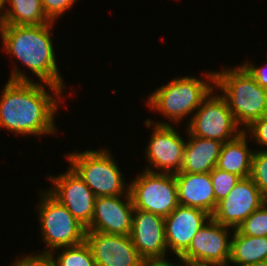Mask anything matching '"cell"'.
I'll list each match as a JSON object with an SVG mask.
<instances>
[{"label":"cell","instance_id":"cell-1","mask_svg":"<svg viewBox=\"0 0 267 266\" xmlns=\"http://www.w3.org/2000/svg\"><path fill=\"white\" fill-rule=\"evenodd\" d=\"M11 72L0 96V128L24 137L54 135L58 132L54 117L63 89L34 82L17 65Z\"/></svg>","mask_w":267,"mask_h":266},{"label":"cell","instance_id":"cell-2","mask_svg":"<svg viewBox=\"0 0 267 266\" xmlns=\"http://www.w3.org/2000/svg\"><path fill=\"white\" fill-rule=\"evenodd\" d=\"M50 22L42 25H0V37L6 54H12L37 76L39 83L65 88L58 68L51 37ZM62 76V77H61Z\"/></svg>","mask_w":267,"mask_h":266},{"label":"cell","instance_id":"cell-3","mask_svg":"<svg viewBox=\"0 0 267 266\" xmlns=\"http://www.w3.org/2000/svg\"><path fill=\"white\" fill-rule=\"evenodd\" d=\"M203 75L206 80L192 75L174 78L149 95L147 106L159 115H164L165 121L168 120V123L158 121L155 124L170 125L169 122L173 121L178 125L186 116L191 114L192 118L202 100L215 87V72L208 71Z\"/></svg>","mask_w":267,"mask_h":266},{"label":"cell","instance_id":"cell-4","mask_svg":"<svg viewBox=\"0 0 267 266\" xmlns=\"http://www.w3.org/2000/svg\"><path fill=\"white\" fill-rule=\"evenodd\" d=\"M214 85L217 91L221 90L236 124L243 131L265 116L267 89L260 86L242 64L215 71Z\"/></svg>","mask_w":267,"mask_h":266},{"label":"cell","instance_id":"cell-5","mask_svg":"<svg viewBox=\"0 0 267 266\" xmlns=\"http://www.w3.org/2000/svg\"><path fill=\"white\" fill-rule=\"evenodd\" d=\"M69 166L92 190L95 197H108L129 192V184L125 182L121 169L113 155L106 148L77 150L66 153Z\"/></svg>","mask_w":267,"mask_h":266},{"label":"cell","instance_id":"cell-6","mask_svg":"<svg viewBox=\"0 0 267 266\" xmlns=\"http://www.w3.org/2000/svg\"><path fill=\"white\" fill-rule=\"evenodd\" d=\"M40 201L37 204V216L41 226V239L45 249L37 256H48L55 249L75 246L85 241L86 228L53 198L46 190H39Z\"/></svg>","mask_w":267,"mask_h":266},{"label":"cell","instance_id":"cell-7","mask_svg":"<svg viewBox=\"0 0 267 266\" xmlns=\"http://www.w3.org/2000/svg\"><path fill=\"white\" fill-rule=\"evenodd\" d=\"M129 192L135 209L167 217L178 205L175 174L151 172L143 169L129 183Z\"/></svg>","mask_w":267,"mask_h":266},{"label":"cell","instance_id":"cell-8","mask_svg":"<svg viewBox=\"0 0 267 266\" xmlns=\"http://www.w3.org/2000/svg\"><path fill=\"white\" fill-rule=\"evenodd\" d=\"M215 91L214 87L187 120L186 131L192 136L225 143L235 139L243 130L236 124L225 98Z\"/></svg>","mask_w":267,"mask_h":266},{"label":"cell","instance_id":"cell-9","mask_svg":"<svg viewBox=\"0 0 267 266\" xmlns=\"http://www.w3.org/2000/svg\"><path fill=\"white\" fill-rule=\"evenodd\" d=\"M230 228L211 217L195 234L179 259L186 266L229 265L232 239L229 236L233 235L234 230Z\"/></svg>","mask_w":267,"mask_h":266},{"label":"cell","instance_id":"cell-10","mask_svg":"<svg viewBox=\"0 0 267 266\" xmlns=\"http://www.w3.org/2000/svg\"><path fill=\"white\" fill-rule=\"evenodd\" d=\"M144 124L147 127H154L145 148V155L150 164L145 170L172 174L180 172L186 140L172 124L158 125L150 119H146Z\"/></svg>","mask_w":267,"mask_h":266},{"label":"cell","instance_id":"cell-11","mask_svg":"<svg viewBox=\"0 0 267 266\" xmlns=\"http://www.w3.org/2000/svg\"><path fill=\"white\" fill-rule=\"evenodd\" d=\"M48 178L53 185L47 192L87 228L92 221L96 198L92 190L70 166L65 173Z\"/></svg>","mask_w":267,"mask_h":266},{"label":"cell","instance_id":"cell-12","mask_svg":"<svg viewBox=\"0 0 267 266\" xmlns=\"http://www.w3.org/2000/svg\"><path fill=\"white\" fill-rule=\"evenodd\" d=\"M266 201L250 177L242 178L227 197L218 202L211 217L221 225L236 229Z\"/></svg>","mask_w":267,"mask_h":266},{"label":"cell","instance_id":"cell-13","mask_svg":"<svg viewBox=\"0 0 267 266\" xmlns=\"http://www.w3.org/2000/svg\"><path fill=\"white\" fill-rule=\"evenodd\" d=\"M134 209L130 192L116 196L96 197L92 221L86 231L130 235Z\"/></svg>","mask_w":267,"mask_h":266},{"label":"cell","instance_id":"cell-14","mask_svg":"<svg viewBox=\"0 0 267 266\" xmlns=\"http://www.w3.org/2000/svg\"><path fill=\"white\" fill-rule=\"evenodd\" d=\"M85 241L96 266H138L143 261L130 235L86 231Z\"/></svg>","mask_w":267,"mask_h":266},{"label":"cell","instance_id":"cell-15","mask_svg":"<svg viewBox=\"0 0 267 266\" xmlns=\"http://www.w3.org/2000/svg\"><path fill=\"white\" fill-rule=\"evenodd\" d=\"M130 237L143 259H164L168 252L164 217L134 209Z\"/></svg>","mask_w":267,"mask_h":266},{"label":"cell","instance_id":"cell-16","mask_svg":"<svg viewBox=\"0 0 267 266\" xmlns=\"http://www.w3.org/2000/svg\"><path fill=\"white\" fill-rule=\"evenodd\" d=\"M211 216L198 208L178 205L165 221L168 251L180 257L189 247L193 237Z\"/></svg>","mask_w":267,"mask_h":266},{"label":"cell","instance_id":"cell-17","mask_svg":"<svg viewBox=\"0 0 267 266\" xmlns=\"http://www.w3.org/2000/svg\"><path fill=\"white\" fill-rule=\"evenodd\" d=\"M175 178L179 204L201 209L212 216L218 203L215 200L210 172H177Z\"/></svg>","mask_w":267,"mask_h":266},{"label":"cell","instance_id":"cell-18","mask_svg":"<svg viewBox=\"0 0 267 266\" xmlns=\"http://www.w3.org/2000/svg\"><path fill=\"white\" fill-rule=\"evenodd\" d=\"M186 141L183 164L180 172L186 173H207L211 172L217 165L222 142L203 137L192 136Z\"/></svg>","mask_w":267,"mask_h":266},{"label":"cell","instance_id":"cell-19","mask_svg":"<svg viewBox=\"0 0 267 266\" xmlns=\"http://www.w3.org/2000/svg\"><path fill=\"white\" fill-rule=\"evenodd\" d=\"M248 139V134L243 131L235 139L223 143L216 168L241 178L250 177L254 150L250 149Z\"/></svg>","mask_w":267,"mask_h":266},{"label":"cell","instance_id":"cell-20","mask_svg":"<svg viewBox=\"0 0 267 266\" xmlns=\"http://www.w3.org/2000/svg\"><path fill=\"white\" fill-rule=\"evenodd\" d=\"M231 237V265L248 266L267 260V236H247L234 229Z\"/></svg>","mask_w":267,"mask_h":266},{"label":"cell","instance_id":"cell-21","mask_svg":"<svg viewBox=\"0 0 267 266\" xmlns=\"http://www.w3.org/2000/svg\"><path fill=\"white\" fill-rule=\"evenodd\" d=\"M6 4L0 25L31 26L51 22L44 14L41 0H6Z\"/></svg>","mask_w":267,"mask_h":266},{"label":"cell","instance_id":"cell-22","mask_svg":"<svg viewBox=\"0 0 267 266\" xmlns=\"http://www.w3.org/2000/svg\"><path fill=\"white\" fill-rule=\"evenodd\" d=\"M59 249L61 251L57 253V257L54 253L48 255L56 266H96L86 241L75 246L61 247L55 250L59 251Z\"/></svg>","mask_w":267,"mask_h":266},{"label":"cell","instance_id":"cell-23","mask_svg":"<svg viewBox=\"0 0 267 266\" xmlns=\"http://www.w3.org/2000/svg\"><path fill=\"white\" fill-rule=\"evenodd\" d=\"M236 229L247 236H267V201L251 213Z\"/></svg>","mask_w":267,"mask_h":266},{"label":"cell","instance_id":"cell-24","mask_svg":"<svg viewBox=\"0 0 267 266\" xmlns=\"http://www.w3.org/2000/svg\"><path fill=\"white\" fill-rule=\"evenodd\" d=\"M210 178L217 203L226 198L228 193L242 179L237 174L226 172L216 167L210 172Z\"/></svg>","mask_w":267,"mask_h":266},{"label":"cell","instance_id":"cell-25","mask_svg":"<svg viewBox=\"0 0 267 266\" xmlns=\"http://www.w3.org/2000/svg\"><path fill=\"white\" fill-rule=\"evenodd\" d=\"M250 178L267 200V151L254 149Z\"/></svg>","mask_w":267,"mask_h":266},{"label":"cell","instance_id":"cell-26","mask_svg":"<svg viewBox=\"0 0 267 266\" xmlns=\"http://www.w3.org/2000/svg\"><path fill=\"white\" fill-rule=\"evenodd\" d=\"M44 14L51 21L55 22L66 11L72 9L78 0H41Z\"/></svg>","mask_w":267,"mask_h":266},{"label":"cell","instance_id":"cell-27","mask_svg":"<svg viewBox=\"0 0 267 266\" xmlns=\"http://www.w3.org/2000/svg\"><path fill=\"white\" fill-rule=\"evenodd\" d=\"M244 132L250 134L249 137H252L256 144L260 145L262 148L264 146L267 148V116H262L255 120ZM265 148H263L262 151H267Z\"/></svg>","mask_w":267,"mask_h":266},{"label":"cell","instance_id":"cell-28","mask_svg":"<svg viewBox=\"0 0 267 266\" xmlns=\"http://www.w3.org/2000/svg\"><path fill=\"white\" fill-rule=\"evenodd\" d=\"M22 258L18 257L10 266H56L48 256H37L26 254Z\"/></svg>","mask_w":267,"mask_h":266},{"label":"cell","instance_id":"cell-29","mask_svg":"<svg viewBox=\"0 0 267 266\" xmlns=\"http://www.w3.org/2000/svg\"><path fill=\"white\" fill-rule=\"evenodd\" d=\"M266 64L265 66L258 67V66H255L252 62L245 61V63H243L242 65L254 77V79L257 81V83L260 86L267 89V72H266L267 65Z\"/></svg>","mask_w":267,"mask_h":266},{"label":"cell","instance_id":"cell-30","mask_svg":"<svg viewBox=\"0 0 267 266\" xmlns=\"http://www.w3.org/2000/svg\"><path fill=\"white\" fill-rule=\"evenodd\" d=\"M178 262H169L167 258L164 259H146L145 266H186L180 259L177 257Z\"/></svg>","mask_w":267,"mask_h":266},{"label":"cell","instance_id":"cell-31","mask_svg":"<svg viewBox=\"0 0 267 266\" xmlns=\"http://www.w3.org/2000/svg\"><path fill=\"white\" fill-rule=\"evenodd\" d=\"M6 0H0V19L2 18L3 16V13L5 11V8L6 7ZM4 10V11H3Z\"/></svg>","mask_w":267,"mask_h":266},{"label":"cell","instance_id":"cell-32","mask_svg":"<svg viewBox=\"0 0 267 266\" xmlns=\"http://www.w3.org/2000/svg\"><path fill=\"white\" fill-rule=\"evenodd\" d=\"M248 266H267V260L260 261V262H257L255 264H251V265H248Z\"/></svg>","mask_w":267,"mask_h":266},{"label":"cell","instance_id":"cell-33","mask_svg":"<svg viewBox=\"0 0 267 266\" xmlns=\"http://www.w3.org/2000/svg\"><path fill=\"white\" fill-rule=\"evenodd\" d=\"M196 266H230V265H196Z\"/></svg>","mask_w":267,"mask_h":266},{"label":"cell","instance_id":"cell-34","mask_svg":"<svg viewBox=\"0 0 267 266\" xmlns=\"http://www.w3.org/2000/svg\"><path fill=\"white\" fill-rule=\"evenodd\" d=\"M138 266H145V260H143Z\"/></svg>","mask_w":267,"mask_h":266},{"label":"cell","instance_id":"cell-35","mask_svg":"<svg viewBox=\"0 0 267 266\" xmlns=\"http://www.w3.org/2000/svg\"><path fill=\"white\" fill-rule=\"evenodd\" d=\"M265 116H267V101H266V105H265Z\"/></svg>","mask_w":267,"mask_h":266}]
</instances>
